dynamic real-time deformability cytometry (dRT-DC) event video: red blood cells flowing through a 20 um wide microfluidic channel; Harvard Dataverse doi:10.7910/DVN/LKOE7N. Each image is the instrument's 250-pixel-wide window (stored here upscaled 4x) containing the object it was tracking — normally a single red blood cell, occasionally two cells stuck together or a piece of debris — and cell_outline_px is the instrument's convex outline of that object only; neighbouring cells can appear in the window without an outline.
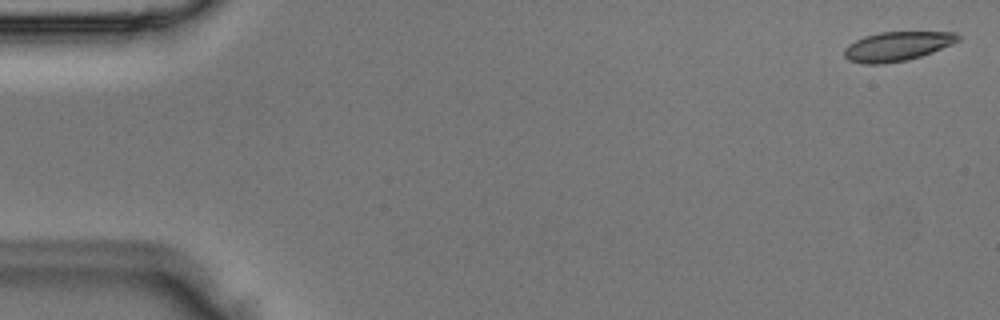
{"species": "Egyptian fruit bat (a non-hibernating species)", "species_latin": "Rousettus aegyptiacus", "temperature_condition": "room temperature", "stored_images_in_passage": 4, "camera_frame_rate_fps": 3000, "um_per_image_px": 0.085, "animal": {"sex": "male"}, "frame": {"image": 1, "passage_image": 4, "time_ms": 1.0, "image_size_px": [1000, 320], "cell_outline_px": [[964, 36], [960, 40], [952, 44], [932, 52], [908, 60], [884, 64], [864, 64], [848, 60], [844, 56], [844, 48], [848, 44], [864, 36], [880, 32], [956, 32]], "centroid_in_image_um": [76.27, 3.93], "position_along_channel_um": 8.7, "area_um2": 19.59}}